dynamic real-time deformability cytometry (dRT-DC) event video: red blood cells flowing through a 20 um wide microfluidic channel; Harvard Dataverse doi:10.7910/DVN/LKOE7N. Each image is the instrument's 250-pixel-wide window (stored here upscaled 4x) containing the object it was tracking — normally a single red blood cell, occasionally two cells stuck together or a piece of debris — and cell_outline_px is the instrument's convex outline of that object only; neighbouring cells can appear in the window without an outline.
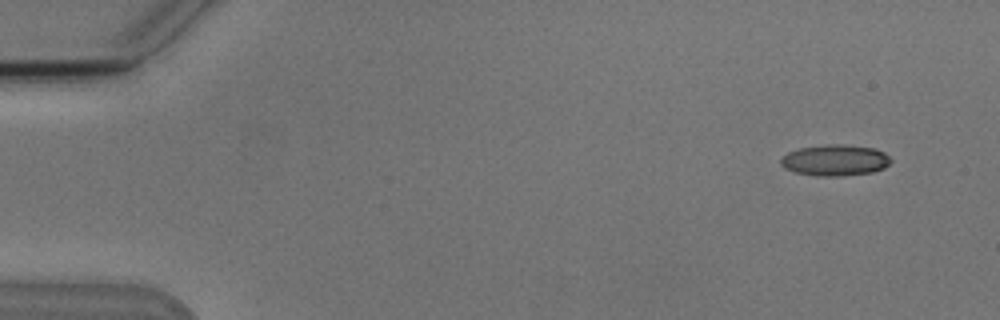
{"species": "Egyptian fruit bat (a non-hibernating species)", "species_latin": "Rousettus aegyptiacus", "temperature_condition": "cold", "stored_images_in_passage": 6, "camera_frame_rate_fps": 3000, "um_per_image_px": 0.085, "animal": {"sex": "male"}, "frame": {"image": 1, "passage_image": 2, "time_ms": 1.0, "image_size_px": [1000, 320], "cell_outline_px": [[892, 160], [884, 168], [872, 172], [844, 176], [816, 176], [796, 172], [784, 168], [780, 164], [780, 160], [788, 152], [800, 148], [824, 144], [840, 144], [872, 148], [884, 152]], "centroid_in_image_um": [70.97, 13.62], "position_along_channel_um": 14.0, "area_um2": 19.94}}
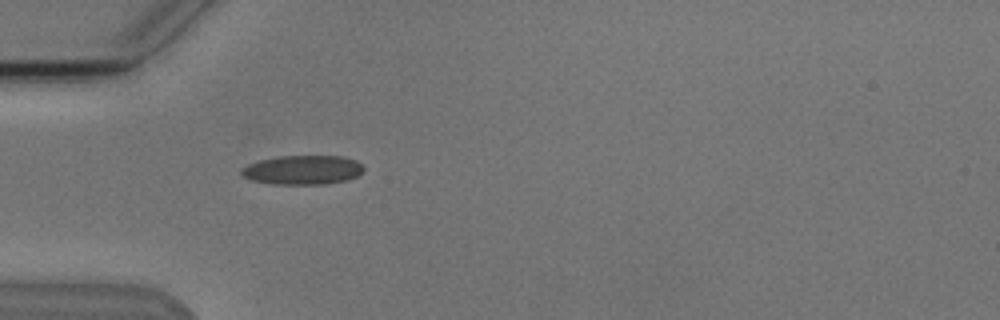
{"frame": {"image": 2, "passage_image": 5, "time_ms": 5.333, "image_size_px": [1000, 320], "cell_outline_px": [[364, 168], [356, 176], [348, 180], [324, 184], [272, 184], [252, 180], [244, 176], [240, 172], [248, 164], [260, 160], [280, 156], [344, 156], [356, 160]], "centroid_in_image_um": [25.74, 14.44], "position_along_channel_um": 59.3, "area_um2": 20.63}}